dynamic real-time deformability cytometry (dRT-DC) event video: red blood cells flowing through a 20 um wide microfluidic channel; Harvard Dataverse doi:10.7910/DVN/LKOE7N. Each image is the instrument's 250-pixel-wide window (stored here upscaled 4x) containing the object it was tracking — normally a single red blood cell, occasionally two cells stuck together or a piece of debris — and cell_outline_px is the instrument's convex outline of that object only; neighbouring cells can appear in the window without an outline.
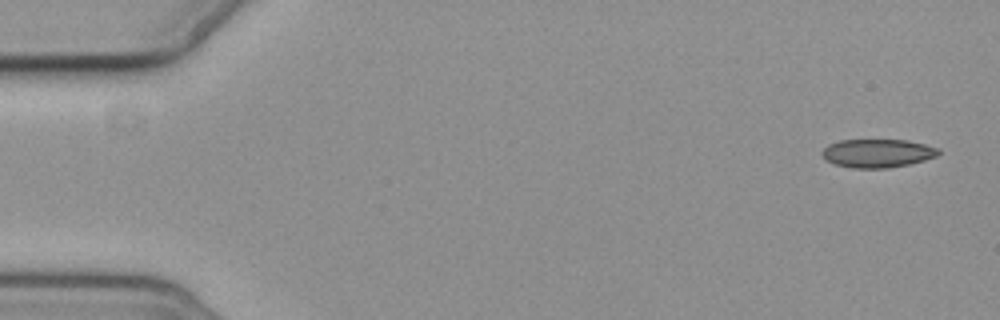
{"species": "common noctule bat (a hibernating species)", "species_latin": "Nyctalus noctula", "temperature_condition": "cold", "stored_images_in_passage": 6, "camera_frame_rate_fps": 3000, "um_per_image_px": 0.085, "animal": {"sex": "female", "body_mass_g": 19.3, "forearm_length_mm": 54.1}, "frame": {"image": 1, "passage_image": 1, "time_ms": 0.0, "image_size_px": [1000, 320], "cell_outline_px": [[940, 152], [936, 156], [924, 160], [908, 164], [888, 168], [852, 168], [832, 164], [824, 160], [820, 152], [828, 144], [840, 140], [908, 140], [940, 148]], "centroid_in_image_um": [74.54, 13.03], "position_along_channel_um": 10.5, "area_um2": 19.48}}